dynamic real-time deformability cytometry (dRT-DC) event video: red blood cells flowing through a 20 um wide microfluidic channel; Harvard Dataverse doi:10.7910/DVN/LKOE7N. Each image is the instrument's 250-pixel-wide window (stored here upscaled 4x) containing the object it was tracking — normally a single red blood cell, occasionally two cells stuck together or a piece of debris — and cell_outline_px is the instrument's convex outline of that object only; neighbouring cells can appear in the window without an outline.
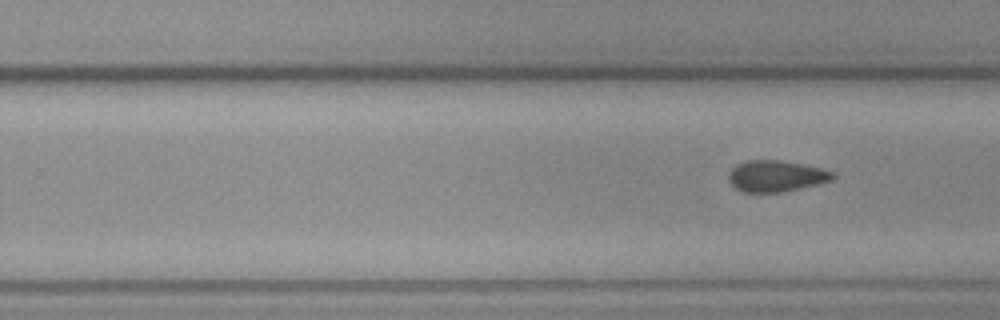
{"species": "common noctule bat (a hibernating species)", "species_latin": "Nyctalus noctula", "temperature_condition": "cold", "stored_images_in_passage": 10, "segment_of_instrument_passage": [2, 2], "camera_frame_rate_fps": 3000, "um_per_image_px": 0.085, "animal": {"sex": "female", "body_mass_g": 19.3, "forearm_length_mm": 54.1}, "frame": {"image": 1, "passage_image": 10, "time_ms": 3.0, "image_size_px": [1000, 320], "cell_outline_px": [[836, 176], [832, 180], [816, 184], [780, 192], [744, 192], [736, 188], [728, 180], [728, 172], [736, 164], [748, 160], [780, 160], [820, 168], [832, 172]], "centroid_in_image_um": [65.92, 14.96], "position_along_channel_um": 263.9, "area_um2": 18.73}}